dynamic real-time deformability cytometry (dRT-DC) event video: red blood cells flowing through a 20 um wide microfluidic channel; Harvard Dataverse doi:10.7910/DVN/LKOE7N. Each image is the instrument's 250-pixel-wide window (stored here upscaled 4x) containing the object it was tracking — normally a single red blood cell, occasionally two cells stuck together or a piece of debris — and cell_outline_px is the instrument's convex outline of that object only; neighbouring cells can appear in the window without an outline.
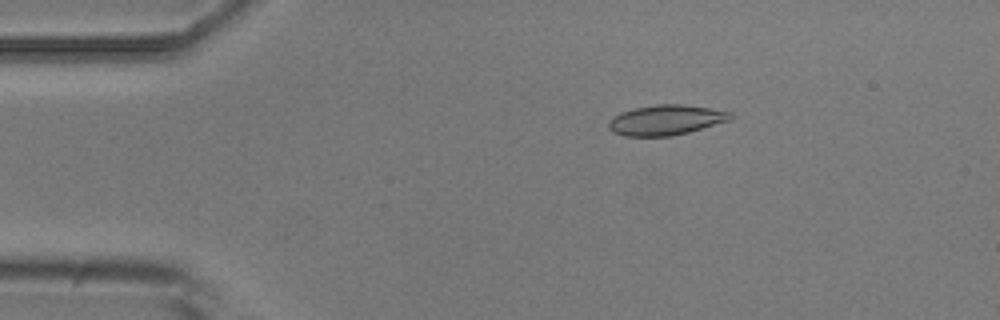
{"species": "common noctule bat (a hibernating species)", "species_latin": "Nyctalus noctula", "temperature_condition": "room temperature", "stored_images_in_passage": 5, "camera_frame_rate_fps": 3000, "um_per_image_px": 0.085, "animal": {"sex": "male", "body_mass_g": 20.5, "forearm_length_mm": 52.5}, "frame": {"image": 1, "passage_image": 3, "time_ms": 2.333, "image_size_px": [1000, 320], "cell_outline_px": [[736, 116], [732, 120], [688, 132], [672, 136], [624, 136], [612, 132], [608, 128], [608, 120], [612, 116], [620, 112], [636, 108], [656, 104], [684, 104], [732, 112]], "centroid_in_image_um": [56.61, 10.2], "position_along_channel_um": 28.4, "area_um2": 21.68}}